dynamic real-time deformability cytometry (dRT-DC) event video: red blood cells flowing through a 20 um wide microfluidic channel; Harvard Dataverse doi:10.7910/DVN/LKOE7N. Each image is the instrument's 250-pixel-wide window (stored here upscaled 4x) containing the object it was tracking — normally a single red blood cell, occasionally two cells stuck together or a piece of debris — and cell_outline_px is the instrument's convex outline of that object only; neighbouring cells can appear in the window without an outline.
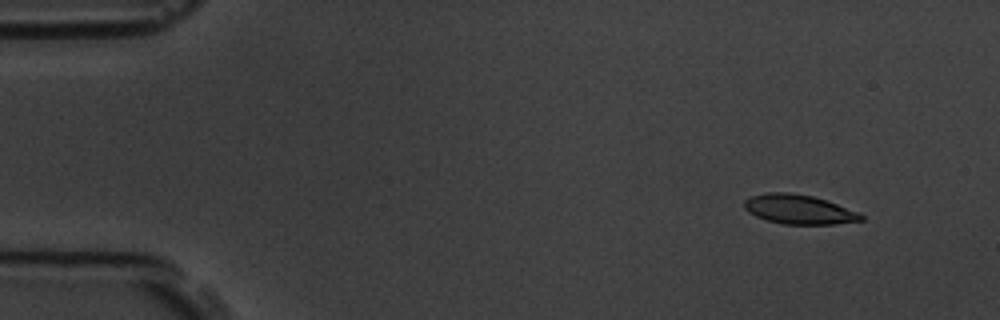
{"species": "common noctule bat (a hibernating species)", "species_latin": "Nyctalus noctula", "temperature_condition": "room temperature", "stored_images_in_passage": 4, "camera_frame_rate_fps": 3000, "um_per_image_px": 0.085, "animal": {"sex": "male", "body_mass_g": 19.5, "forearm_length_mm": 54.6}, "frame": {"image": 1, "passage_image": 1, "time_ms": 0.0, "image_size_px": [1000, 320], "cell_outline_px": [[864, 220], [836, 224], [784, 224], [768, 220], [756, 216], [748, 212], [744, 208], [744, 200], [752, 196], [768, 192], [788, 192], [812, 196], [860, 212], [864, 216]], "centroid_in_image_um": [67.92, 17.8], "position_along_channel_um": 17.1, "area_um2": 19.88}}
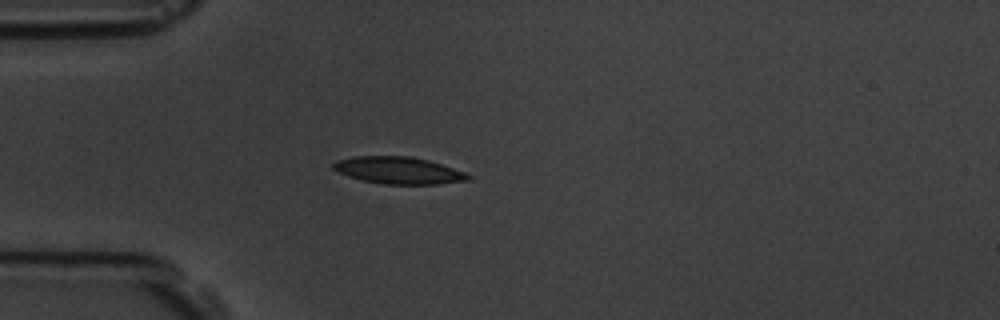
{"frame": {"image": 2, "passage_image": 4, "time_ms": 3.333, "image_size_px": [1000, 320], "cell_outline_px": [[472, 180], [436, 184], [380, 184], [348, 176], [336, 172], [332, 168], [332, 164], [336, 160], [352, 156], [408, 156], [428, 160], [464, 172], [472, 176]], "centroid_in_image_um": [33.84, 14.48], "position_along_channel_um": 51.2, "area_um2": 21.27}}